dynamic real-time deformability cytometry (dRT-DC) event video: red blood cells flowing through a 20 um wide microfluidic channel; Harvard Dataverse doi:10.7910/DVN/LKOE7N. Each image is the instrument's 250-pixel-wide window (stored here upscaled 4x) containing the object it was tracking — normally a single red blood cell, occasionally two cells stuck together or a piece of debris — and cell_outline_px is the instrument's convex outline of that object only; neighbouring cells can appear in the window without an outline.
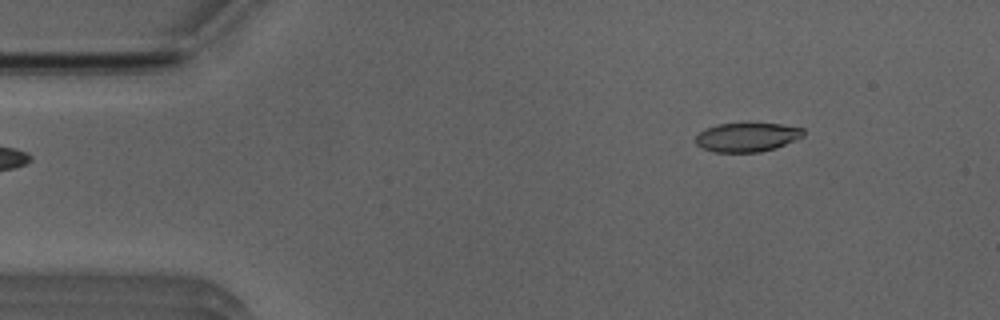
{"species": "Egyptian fruit bat (a non-hibernating species)", "species_latin": "Rousettus aegyptiacus", "temperature_condition": "room temperature", "stored_images_in_passage": 46, "camera_frame_rate_fps": 3000, "um_per_image_px": 0.085, "animal": {"sex": "male"}, "frame": {"image": 1, "passage_image": 1, "time_ms": 0.0, "image_size_px": [1000, 320], "cell_outline_px": [[804, 136], [776, 148], [760, 152], [716, 152], [704, 148], [696, 144], [696, 136], [700, 132], [716, 124], [780, 124], [804, 128]], "centroid_in_image_um": [63.53, 11.67], "position_along_channel_um": 21.5, "area_um2": 17.98}}
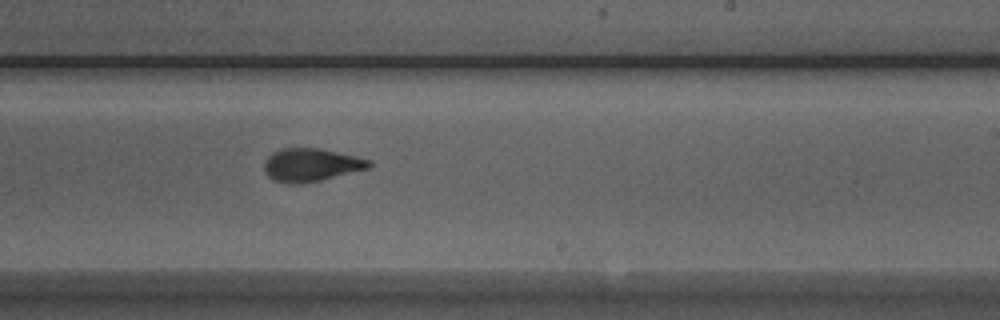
{"frame": {"image": 2, "passage_image": 25, "time_ms": 8.0, "image_size_px": [1000, 320], "cell_outline_px": [[372, 168], [320, 180], [300, 184], [288, 184], [272, 180], [268, 176], [264, 168], [264, 160], [272, 152], [280, 148], [320, 148], [356, 156], [372, 160]], "centroid_in_image_um": [26.45, 14.02], "position_along_channel_um": 262.5, "area_um2": 20.52}}
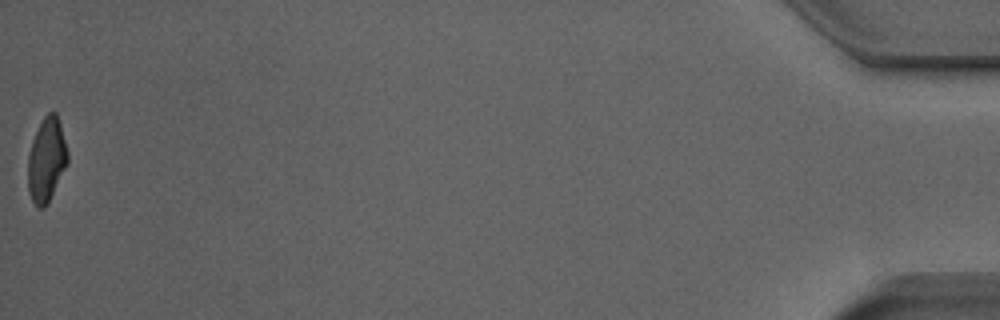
{"frame": {"image": 3, "passage_image": 46, "time_ms": 15.0, "image_size_px": [1000, 320], "cell_outline_px": [[68, 164], [48, 200], [40, 208], [32, 200], [28, 192], [28, 156], [32, 140], [44, 116], [48, 112], [56, 112], [60, 124], [68, 152]], "centroid_in_image_um": [3.95, 13.54], "position_along_channel_um": 431.2, "area_um2": 19.02}, "authors_computed_cell_mechanics": {"area_um2": 20.1144, "velocity_mm_per_s": 3.9429, "shape_relaxation_time_tau1_ms": 5.2494, "shape_relaxation_time_tau2_ms": 1.7615, "deformation_change_tau1": 0.1814, "deformation_change_tau2": 0.0842}}